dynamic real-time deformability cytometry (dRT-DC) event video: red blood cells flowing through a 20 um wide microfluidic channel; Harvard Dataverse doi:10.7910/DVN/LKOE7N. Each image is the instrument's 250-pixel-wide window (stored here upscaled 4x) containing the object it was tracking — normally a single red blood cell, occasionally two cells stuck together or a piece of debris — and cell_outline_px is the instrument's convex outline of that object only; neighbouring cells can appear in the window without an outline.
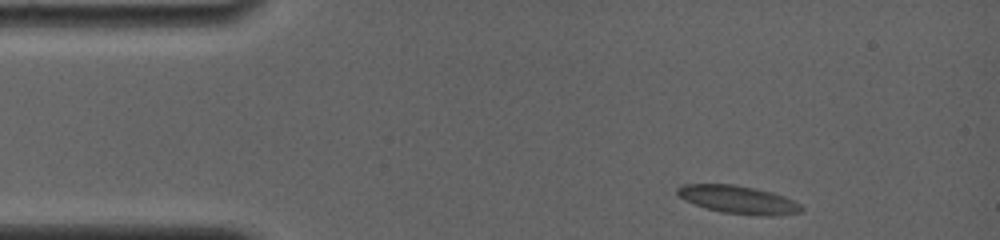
{"species": "common noctule bat (a hibernating species)", "species_latin": "Nyctalus noctula", "temperature_condition": "room temperature", "stored_images_in_passage": 30, "camera_frame_rate_fps": 4000, "um_per_image_px": 0.085, "animal": {"sex": "female", "body_mass_g": 19.0, "forearm_length_mm": 56.7}, "frame": {"image": 1, "passage_image": 1, "time_ms": 0.0, "image_size_px": [1000, 240], "cell_outline_px": [[804, 212], [780, 216], [760, 216], [720, 212], [684, 200], [676, 192], [676, 188], [684, 184], [732, 184], [756, 188], [772, 192], [784, 196], [800, 204], [804, 208]], "centroid_in_image_um": [62.81, 16.98], "position_along_channel_um": 22.2, "area_um2": 20.4}}
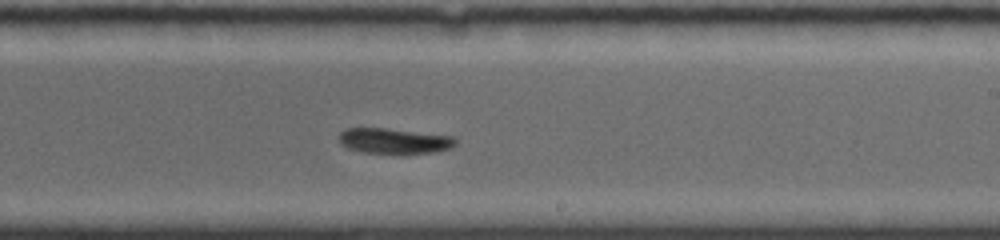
{"frame": {"image": 2, "passage_image": 18, "time_ms": 7.75, "image_size_px": [1000, 240], "cell_outline_px": [[456, 144], [452, 148], [436, 152], [404, 156], [364, 152], [348, 148], [340, 144], [340, 132], [344, 128], [388, 128], [452, 136], [456, 140]], "centroid_in_image_um": [33.54, 12.01], "position_along_channel_um": 255.5, "area_um2": 17.98}}
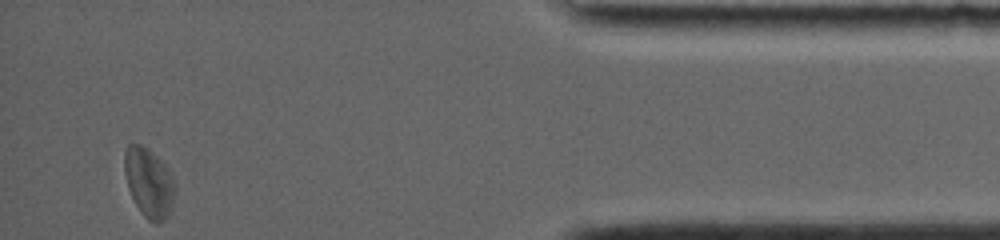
{"frame": {"image": 3, "passage_image": 30, "time_ms": 13.25, "image_size_px": [1000, 240], "cell_outline_px": [[176, 192], [168, 216], [164, 220], [156, 224], [148, 220], [140, 212], [128, 188], [124, 172], [124, 152], [128, 144], [140, 144], [156, 156], [168, 168], [176, 184]], "centroid_in_image_um": [12.67, 15.54], "position_along_channel_um": 422.5, "area_um2": 20.46}}